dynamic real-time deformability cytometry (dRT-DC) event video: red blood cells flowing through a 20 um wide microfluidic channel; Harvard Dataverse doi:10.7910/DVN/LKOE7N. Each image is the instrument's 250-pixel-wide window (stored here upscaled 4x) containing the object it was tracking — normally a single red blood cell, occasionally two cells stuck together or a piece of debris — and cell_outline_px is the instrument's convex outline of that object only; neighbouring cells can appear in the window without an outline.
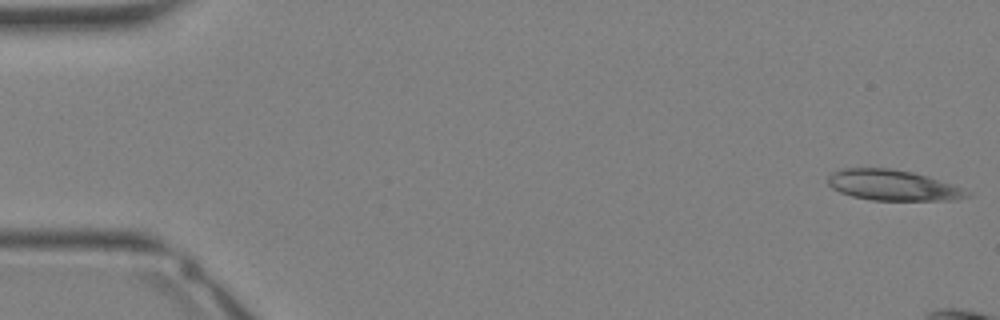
{"species": "Egyptian fruit bat (a non-hibernating species)", "species_latin": "Rousettus aegyptiacus", "temperature_condition": "warm", "stored_images_in_passage": 9, "camera_frame_rate_fps": 3000, "um_per_image_px": 0.085, "animal": {"sex": "female"}, "frame": {"image": 1, "passage_image": 1, "time_ms": 0.0, "image_size_px": [1000, 320], "cell_outline_px": [[968, 196], [952, 200], [872, 200], [852, 196], [840, 192], [832, 188], [828, 184], [828, 176], [832, 172], [840, 168], [892, 168], [912, 172], [952, 184], [968, 192]], "centroid_in_image_um": [75.81, 15.74], "position_along_channel_um": 9.2, "area_um2": 24.57}}